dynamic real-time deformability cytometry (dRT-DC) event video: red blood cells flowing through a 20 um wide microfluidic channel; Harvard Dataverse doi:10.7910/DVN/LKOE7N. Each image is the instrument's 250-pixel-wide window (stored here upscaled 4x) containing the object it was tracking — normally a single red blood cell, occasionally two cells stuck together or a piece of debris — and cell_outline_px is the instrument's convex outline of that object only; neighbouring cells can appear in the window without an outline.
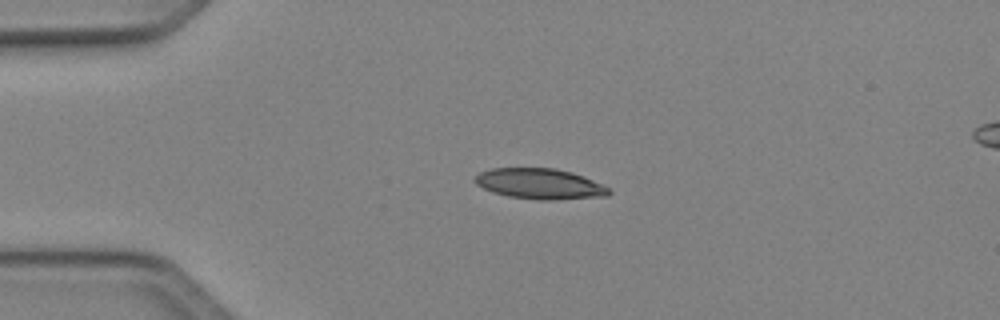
{"species": "Egyptian fruit bat (a non-hibernating species)", "species_latin": "Rousettus aegyptiacus", "temperature_condition": "cold", "stored_images_in_passage": 39, "camera_frame_rate_fps": 3000, "um_per_image_px": 0.085, "animal": {"sex": "female"}, "frame": {"image": 1, "passage_image": 1, "time_ms": 0.0, "image_size_px": [1000, 320], "cell_outline_px": [[612, 192], [608, 196], [552, 200], [540, 200], [508, 196], [492, 192], [476, 184], [472, 180], [480, 172], [492, 168], [556, 168], [572, 172], [584, 176], [612, 188]], "centroid_in_image_um": [45.93, 15.62], "position_along_channel_um": 39.1, "area_um2": 24.1}}
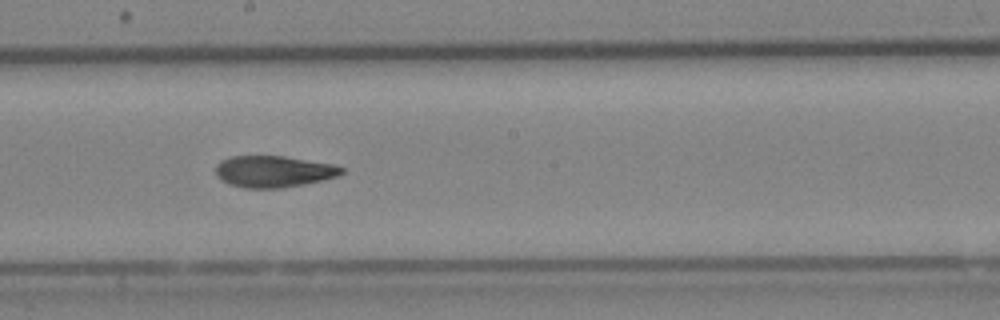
{"frame": {"image": 2, "passage_image": 17, "time_ms": 5.333, "image_size_px": [1000, 320], "cell_outline_px": [[344, 172], [340, 176], [324, 180], [304, 184], [280, 188], [244, 188], [228, 184], [216, 176], [216, 164], [220, 160], [228, 156], [284, 156], [332, 164], [344, 168]], "centroid_in_image_um": [23.24, 14.58], "position_along_channel_um": 225.0, "area_um2": 23.35}}
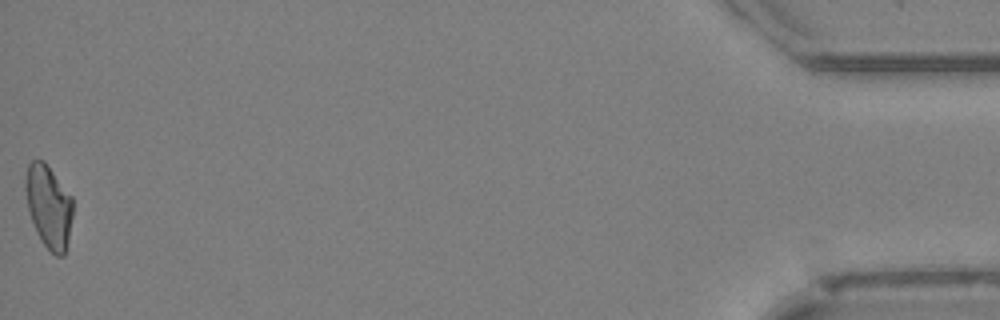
{"frame": {"image": 3, "passage_image": 39, "time_ms": 12.667, "image_size_px": [1000, 320], "cell_outline_px": [[72, 216], [68, 240], [64, 256], [56, 256], [40, 240], [32, 220], [28, 208], [24, 188], [24, 176], [28, 164], [32, 160], [44, 160], [72, 196]], "centroid_in_image_um": [4.12, 17.51], "position_along_channel_um": 431.1, "area_um2": 22.95}, "authors_computed_cell_mechanics": {"area_um2": 23.6402, "velocity_mm_per_s": 4.1143, "shape_relaxation_time_tau1_ms": 10.3089, "shape_relaxation_time_tau2_ms": 4.1473, "deformation_change_tau1": 0.2102, "deformation_change_tau2": 0.1149}}